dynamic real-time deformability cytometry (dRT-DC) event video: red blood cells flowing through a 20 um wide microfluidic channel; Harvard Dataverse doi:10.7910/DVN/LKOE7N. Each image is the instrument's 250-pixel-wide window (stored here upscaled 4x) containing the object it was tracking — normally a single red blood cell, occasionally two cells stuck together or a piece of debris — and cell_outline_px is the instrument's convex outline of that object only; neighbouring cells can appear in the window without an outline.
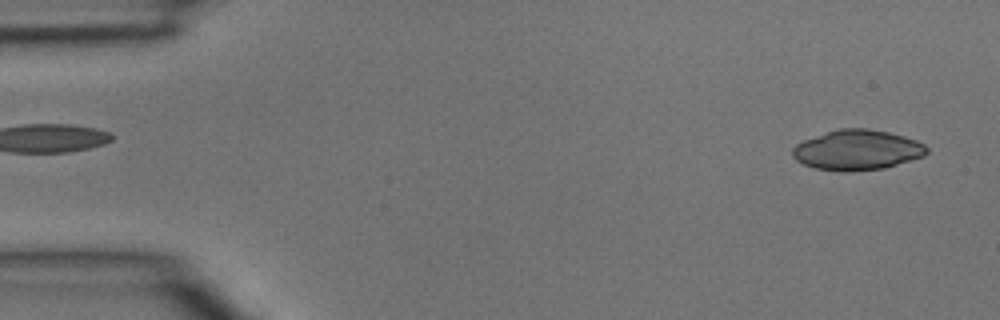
{"species": "common noctule bat (a hibernating species)", "species_latin": "Nyctalus noctula", "temperature_condition": "room temperature", "stored_images_in_passage": 3, "camera_frame_rate_fps": 3000, "um_per_image_px": 0.085, "animal": {"sex": "male", "body_mass_g": 15.6}, "frame": {"image": 1, "passage_image": 1, "time_ms": 0.0, "image_size_px": [1000, 320], "cell_outline_px": [[928, 152], [924, 156], [884, 168], [816, 168], [804, 164], [796, 160], [792, 156], [792, 148], [796, 144], [804, 140], [840, 128], [868, 128], [888, 132], [904, 136], [916, 140], [924, 144], [928, 148]], "centroid_in_image_um": [72.9, 12.7], "position_along_channel_um": 12.1, "area_um2": 30.29}}